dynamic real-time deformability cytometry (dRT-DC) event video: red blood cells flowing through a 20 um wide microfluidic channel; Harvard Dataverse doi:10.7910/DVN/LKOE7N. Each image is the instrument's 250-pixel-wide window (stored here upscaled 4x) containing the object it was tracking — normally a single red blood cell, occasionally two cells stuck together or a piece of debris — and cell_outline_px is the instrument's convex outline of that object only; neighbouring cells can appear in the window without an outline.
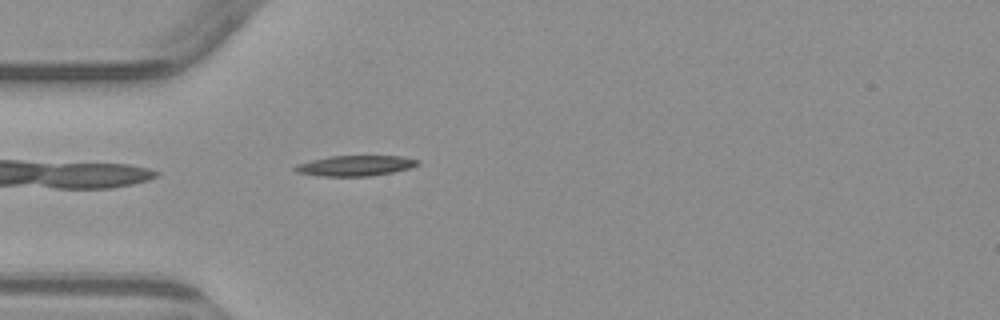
{"species": "common noctule bat (a hibernating species)", "species_latin": "Nyctalus noctula", "temperature_condition": "warm", "stored_images_in_passage": 5, "camera_frame_rate_fps": 3000, "um_per_image_px": 0.085, "animal": {"sex": "male", "body_mass_g": 23.1, "forearm_length_mm": 52.7}, "frame": {"image": 1, "passage_image": 5, "time_ms": 4.667, "image_size_px": [1000, 320], "cell_outline_px": [[420, 160], [412, 168], [392, 172], [368, 176], [324, 176], [296, 172], [292, 168], [296, 164], [312, 160], [332, 156], [400, 156]], "centroid_in_image_um": [30.19, 14.08], "position_along_channel_um": 54.8, "area_um2": 14.45}}